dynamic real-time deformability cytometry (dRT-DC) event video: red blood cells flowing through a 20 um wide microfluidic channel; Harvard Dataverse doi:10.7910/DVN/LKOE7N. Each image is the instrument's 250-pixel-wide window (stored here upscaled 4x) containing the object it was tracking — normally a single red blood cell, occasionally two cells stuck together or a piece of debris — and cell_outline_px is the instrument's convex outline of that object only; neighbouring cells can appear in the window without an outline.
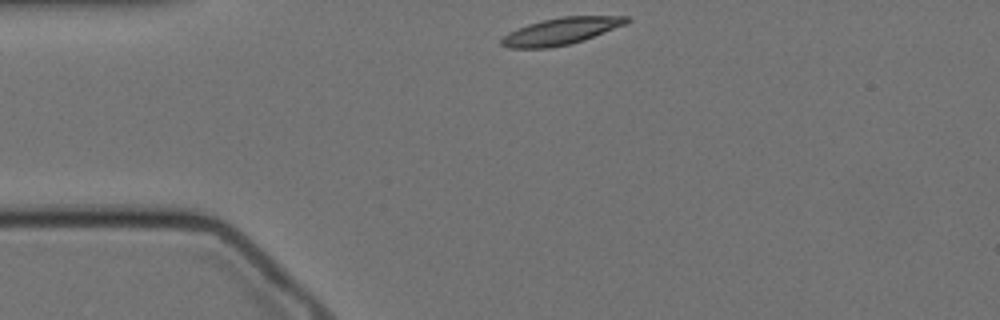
{"species": "Egyptian fruit bat (a non-hibernating species)", "species_latin": "Rousettus aegyptiacus", "temperature_condition": "cold", "stored_images_in_passage": 6, "camera_frame_rate_fps": 3000, "um_per_image_px": 0.085, "animal": {"sex": "female"}, "frame": {"image": 1, "passage_image": 1, "time_ms": 0.0, "image_size_px": [1000, 320], "cell_outline_px": [[632, 20], [628, 24], [584, 40], [568, 44], [548, 48], [508, 48], [500, 44], [500, 40], [508, 32], [528, 24], [560, 16], [628, 16]], "centroid_in_image_um": [47.72, 2.64], "position_along_channel_um": 37.3, "area_um2": 19.71}}